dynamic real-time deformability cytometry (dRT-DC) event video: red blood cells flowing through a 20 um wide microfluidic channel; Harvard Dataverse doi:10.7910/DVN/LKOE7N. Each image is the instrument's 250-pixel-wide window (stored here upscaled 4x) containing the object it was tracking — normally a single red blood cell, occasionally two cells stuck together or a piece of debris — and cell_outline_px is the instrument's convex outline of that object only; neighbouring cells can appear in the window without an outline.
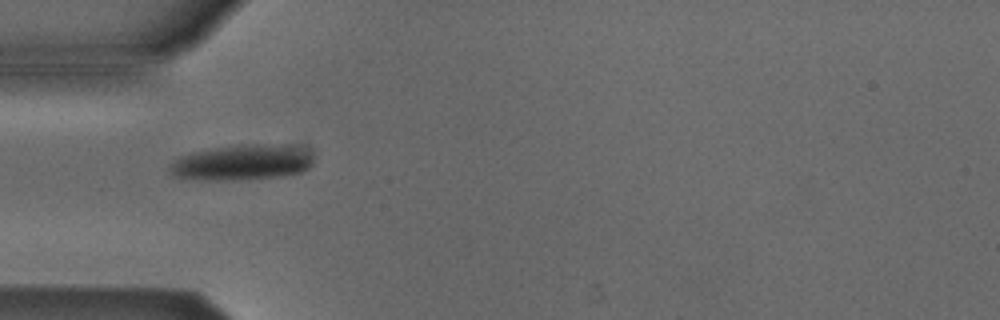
{"species": "Egyptian fruit bat (a non-hibernating species)", "species_latin": "Rousettus aegyptiacus", "temperature_condition": "cold", "stored_images_in_passage": 4, "camera_frame_rate_fps": 3000, "um_per_image_px": 0.085, "animal": {"sex": "male"}, "frame": {"image": 1, "passage_image": 1, "time_ms": 0.0, "image_size_px": [1000, 320], "cell_outline_px": [[312, 164], [308, 168], [300, 172], [284, 176], [240, 180], [180, 180], [172, 176], [168, 172], [168, 164], [180, 156], [192, 152], [236, 144], [300, 144], [312, 152]], "centroid_in_image_um": [20.56, 13.8], "position_along_channel_um": 64.4, "area_um2": 30.98}}
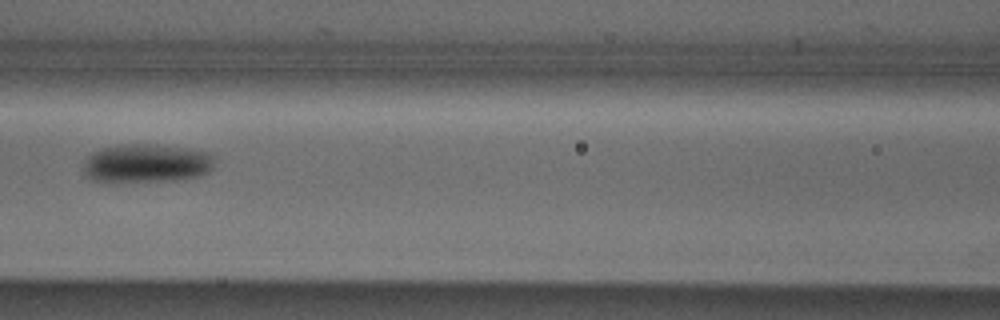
{"frame": {"image": 2, "passage_image": 3, "time_ms": 0.667, "image_size_px": [1000, 320], "cell_outline_px": [[212, 168], [208, 172], [200, 176], [180, 180], [116, 184], [104, 184], [88, 180], [84, 172], [84, 164], [88, 156], [92, 152], [100, 148], [120, 144], [156, 144], [188, 148], [204, 152], [212, 156]], "centroid_in_image_um": [12.35, 13.93], "position_along_channel_um": 154.3, "area_um2": 30.63}}
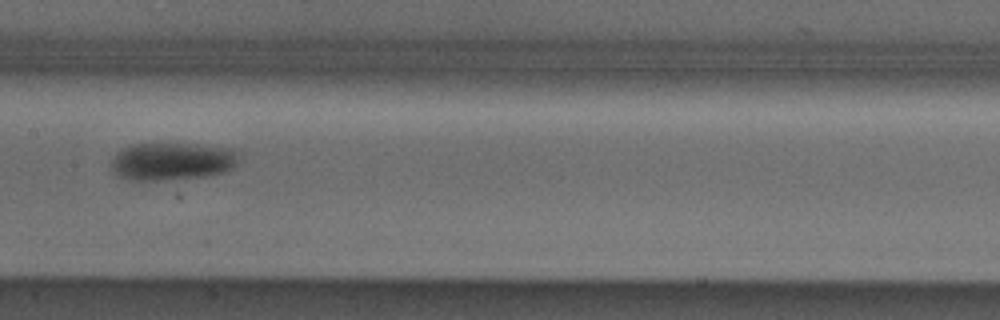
{"frame": {"image": 3, "passage_image": 4, "time_ms": 1.0, "image_size_px": [1000, 320], "cell_outline_px": [[240, 152], [236, 164], [232, 168], [224, 172], [204, 176], [156, 180], [132, 180], [120, 176], [108, 164], [124, 148], [132, 144], [196, 144], [232, 148]], "centroid_in_image_um": [14.68, 13.7], "position_along_channel_um": 192.7, "area_um2": 27.74}}